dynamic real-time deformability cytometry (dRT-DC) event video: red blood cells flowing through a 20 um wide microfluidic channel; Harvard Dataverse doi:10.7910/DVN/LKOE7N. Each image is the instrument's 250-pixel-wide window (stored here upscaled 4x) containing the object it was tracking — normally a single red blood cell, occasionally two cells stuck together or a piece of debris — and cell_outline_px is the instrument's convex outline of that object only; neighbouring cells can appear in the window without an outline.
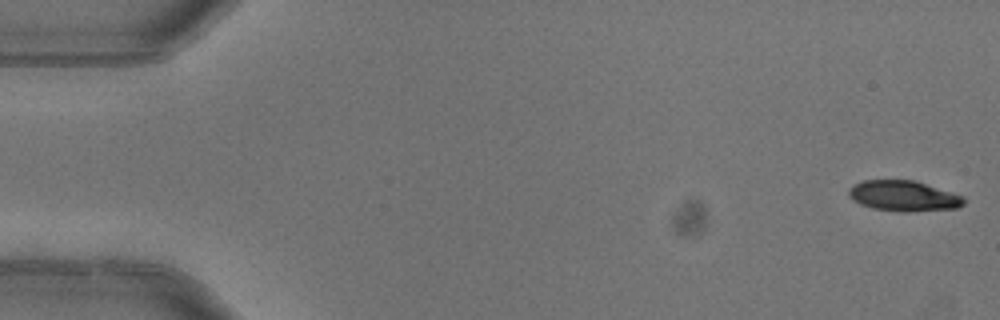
{"species": "common noctule bat (a hibernating species)", "species_latin": "Nyctalus noctula", "temperature_condition": "warm", "stored_images_in_passage": 4, "camera_frame_rate_fps": 3000, "um_per_image_px": 0.085, "animal": {"sex": "female"}, "frame": {"image": 1, "passage_image": 1, "time_ms": 0.0, "image_size_px": [1000, 320], "cell_outline_px": [[964, 204], [956, 208], [908, 212], [904, 212], [872, 208], [860, 204], [852, 200], [848, 196], [848, 188], [852, 184], [864, 180], [912, 180], [964, 196]], "centroid_in_image_um": [76.75, 16.65], "position_along_channel_um": 8.2, "area_um2": 20.46}}
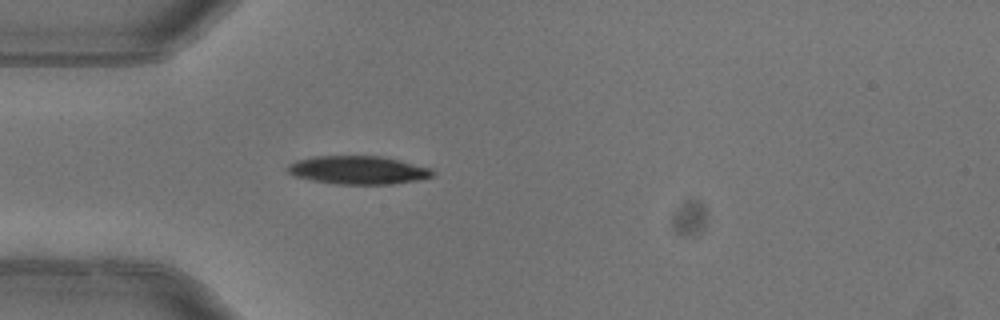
{"frame": {"image": 2, "passage_image": 4, "time_ms": 1.0, "image_size_px": [1000, 320], "cell_outline_px": [[436, 172], [432, 176], [416, 180], [392, 184], [336, 184], [312, 180], [296, 176], [288, 172], [284, 168], [288, 164], [296, 160], [312, 156], [380, 156], [400, 160], [432, 168]], "centroid_in_image_um": [30.42, 14.45], "position_along_channel_um": 54.6, "area_um2": 23.99}}